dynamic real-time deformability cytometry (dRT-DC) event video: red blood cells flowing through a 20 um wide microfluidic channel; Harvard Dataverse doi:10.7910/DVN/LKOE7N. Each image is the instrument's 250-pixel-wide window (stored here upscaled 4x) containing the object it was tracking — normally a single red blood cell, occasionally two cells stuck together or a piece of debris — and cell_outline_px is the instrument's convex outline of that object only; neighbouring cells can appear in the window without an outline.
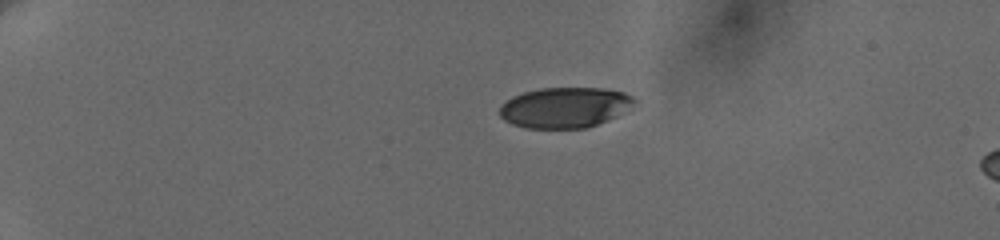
{"species": "human", "species_latin": "Homo sapiens", "temperature_condition": "cold", "stored_images_in_passage": 6, "camera_frame_rate_fps": 3000, "um_per_image_px": 0.085, "donor": {"sex": "female"}, "frame": {"image": 1, "passage_image": 1, "time_ms": 0.0, "image_size_px": [1000, 240], "cell_outline_px": [[636, 100], [632, 104], [612, 116], [596, 124], [584, 128], [524, 128], [512, 124], [504, 120], [500, 116], [500, 104], [512, 96], [524, 92], [540, 88], [604, 88], [624, 92], [632, 96]], "centroid_in_image_um": [47.91, 9.12], "position_along_channel_um": 37.1, "area_um2": 31.33}}
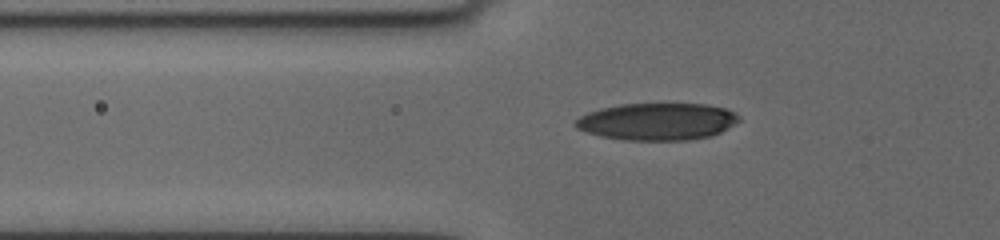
{"frame": {"image": 2, "passage_image": 4, "time_ms": 3.0, "image_size_px": [1000, 240], "cell_outline_px": [[740, 120], [720, 132], [708, 136], [684, 140], [624, 140], [600, 136], [576, 128], [572, 124], [580, 116], [588, 112], [600, 108], [620, 104], [708, 104], [724, 108], [736, 112], [740, 116]], "centroid_in_image_um": [55.84, 10.32], "position_along_channel_um": 70.0, "area_um2": 35.32}}
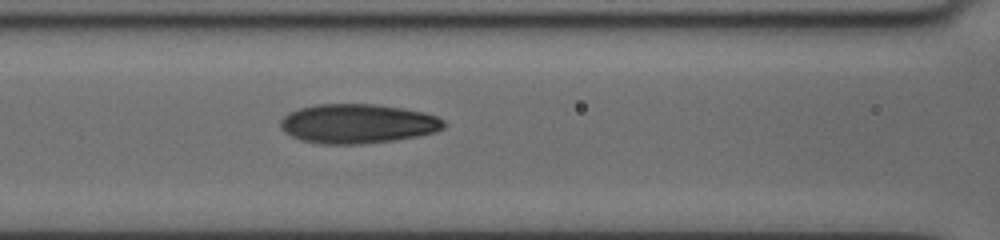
{"frame": {"image": 3, "passage_image": 6, "time_ms": 5.0, "image_size_px": [1000, 240], "cell_outline_px": [[444, 128], [436, 132], [396, 140], [364, 144], [320, 144], [300, 140], [284, 132], [280, 128], [280, 120], [288, 112], [300, 108], [316, 104], [372, 104], [400, 108], [424, 112], [436, 116], [444, 120]], "centroid_in_image_um": [30.37, 10.52], "position_along_channel_um": 136.2, "area_um2": 37.63}}